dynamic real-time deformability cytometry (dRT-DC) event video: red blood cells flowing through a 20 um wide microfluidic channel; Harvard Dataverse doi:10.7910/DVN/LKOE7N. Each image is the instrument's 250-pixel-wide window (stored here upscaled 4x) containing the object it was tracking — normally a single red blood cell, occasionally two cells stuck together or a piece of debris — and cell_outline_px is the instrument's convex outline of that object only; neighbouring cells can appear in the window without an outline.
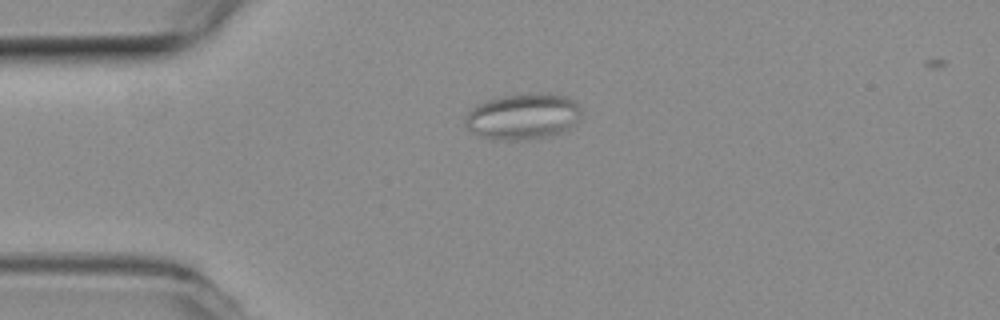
{"species": "common noctule bat (a hibernating species)", "species_latin": "Nyctalus noctula", "temperature_condition": "room temperature", "stored_images_in_passage": 51, "camera_frame_rate_fps": 3000, "um_per_image_px": 0.085, "animal": {"sex": "female", "body_mass_g": 19.3, "forearm_length_mm": 54.1}, "frame": {"image": 1, "passage_image": 7, "time_ms": 2.0, "image_size_px": [1000, 320], "cell_outline_px": [[580, 120], [576, 124], [556, 136], [528, 140], [492, 140], [476, 136], [464, 124], [468, 112], [472, 108], [488, 100], [504, 96], [528, 92], [548, 92], [564, 96], [580, 104]], "centroid_in_image_um": [44.49, 9.92], "position_along_channel_um": 40.5, "area_um2": 31.91}}
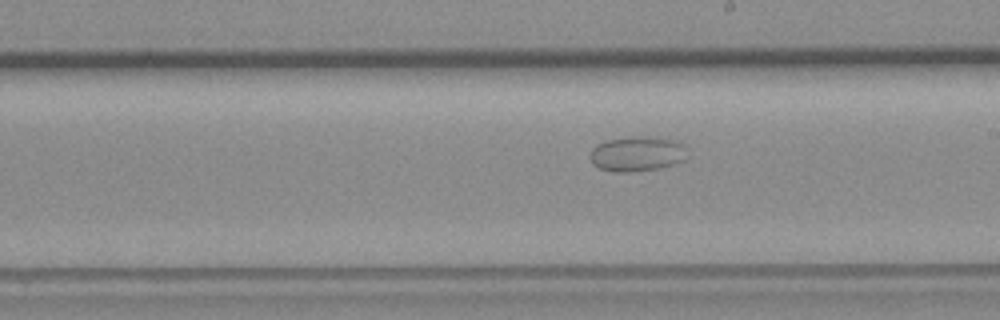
{"frame": {"image": 2, "passage_image": 26, "time_ms": 8.333, "image_size_px": [1000, 320], "cell_outline_px": [[688, 156], [684, 160], [676, 164], [660, 168], [628, 172], [616, 172], [600, 168], [592, 164], [588, 156], [592, 148], [596, 144], [604, 140], [632, 136], [648, 136], [676, 140], [688, 144]], "centroid_in_image_um": [54.2, 13.06], "position_along_channel_um": 234.8, "area_um2": 20.52}}
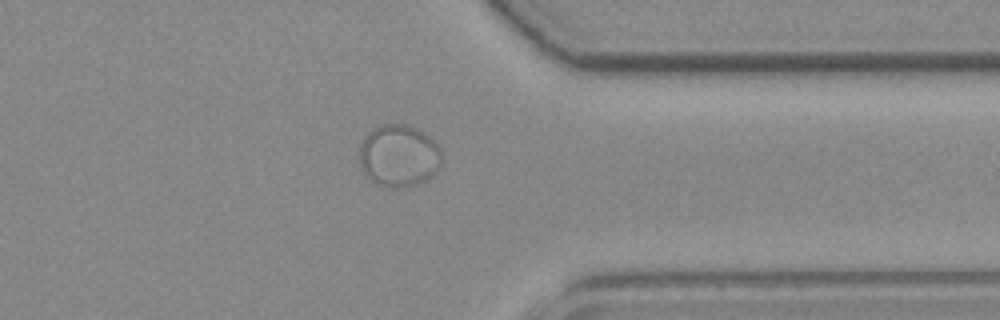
{"frame": {"image": 3, "passage_image": 39, "time_ms": 12.667, "image_size_px": [1000, 320], "cell_outline_px": [[444, 164], [428, 180], [420, 184], [408, 188], [396, 188], [376, 184], [368, 180], [364, 176], [360, 168], [360, 144], [364, 136], [372, 128], [380, 124], [408, 124], [420, 128], [432, 136], [440, 148], [444, 160]], "centroid_in_image_um": [33.94, 13.24], "position_along_channel_um": 377.5, "area_um2": 31.27}}